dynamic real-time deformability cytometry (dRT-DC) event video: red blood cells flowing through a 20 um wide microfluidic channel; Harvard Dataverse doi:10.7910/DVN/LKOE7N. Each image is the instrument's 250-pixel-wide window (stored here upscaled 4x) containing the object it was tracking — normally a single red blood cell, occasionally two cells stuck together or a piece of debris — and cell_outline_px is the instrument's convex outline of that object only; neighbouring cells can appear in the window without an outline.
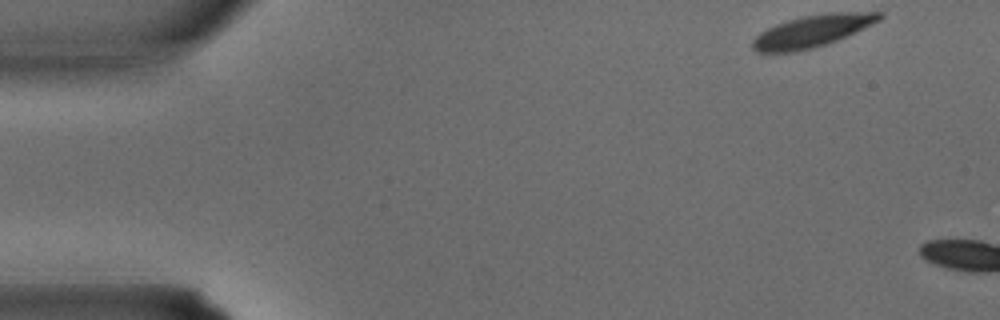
{"species": "common noctule bat (a hibernating species)", "species_latin": "Nyctalus noctula", "temperature_condition": "warm", "stored_images_in_passage": 3, "camera_frame_rate_fps": 3000, "um_per_image_px": 0.085, "animal": {"sex": "male", "body_mass_g": 15.6}, "frame": {"image": 1, "passage_image": 1, "time_ms": 0.0, "image_size_px": [1000, 320], "cell_outline_px": [[884, 16], [880, 20], [836, 40], [812, 48], [792, 52], [756, 52], [752, 48], [752, 40], [760, 32], [776, 24], [788, 20], [804, 16], [832, 12], [880, 12]], "centroid_in_image_um": [69.0, 2.64], "position_along_channel_um": 16.0, "area_um2": 23.18}}